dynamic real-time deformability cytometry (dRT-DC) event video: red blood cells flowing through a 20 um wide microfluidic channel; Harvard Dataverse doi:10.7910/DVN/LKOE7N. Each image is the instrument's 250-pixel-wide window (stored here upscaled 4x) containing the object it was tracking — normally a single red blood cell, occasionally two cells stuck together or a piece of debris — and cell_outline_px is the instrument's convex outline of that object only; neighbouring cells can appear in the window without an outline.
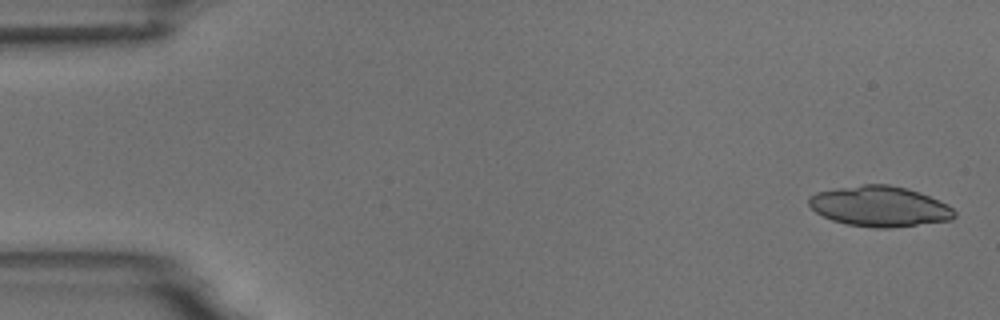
{"species": "common noctule bat (a hibernating species)", "species_latin": "Nyctalus noctula", "temperature_condition": "room temperature", "stored_images_in_passage": 4, "camera_frame_rate_fps": 3000, "um_per_image_px": 0.085, "animal": {"sex": "male", "body_mass_g": 18.8}, "frame": {"image": 1, "passage_image": 1, "time_ms": 0.0, "image_size_px": [1000, 320], "cell_outline_px": [[956, 216], [952, 220], [888, 228], [876, 228], [848, 224], [832, 220], [816, 212], [808, 204], [808, 196], [816, 192], [836, 188], [864, 184], [888, 184], [908, 188], [920, 192], [948, 204], [956, 212]], "centroid_in_image_um": [74.78, 17.53], "position_along_channel_um": 10.2, "area_um2": 34.39}}